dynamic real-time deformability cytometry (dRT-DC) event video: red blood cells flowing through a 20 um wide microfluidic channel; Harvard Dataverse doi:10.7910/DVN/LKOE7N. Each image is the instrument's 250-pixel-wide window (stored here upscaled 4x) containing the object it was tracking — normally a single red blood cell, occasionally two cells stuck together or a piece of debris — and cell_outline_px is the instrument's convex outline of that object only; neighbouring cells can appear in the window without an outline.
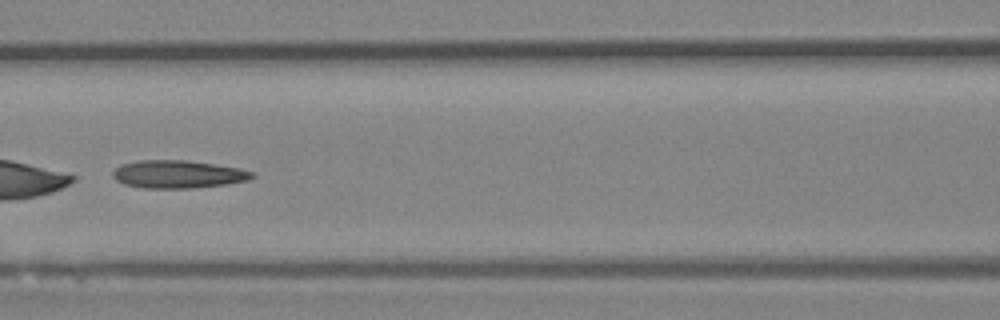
{"species": "Egyptian fruit bat (a non-hibernating species)", "species_latin": "Rousettus aegyptiacus", "temperature_condition": "room temperature", "stored_images_in_passage": 39, "camera_frame_rate_fps": 3000, "um_per_image_px": 0.085, "animal": {"sex": "female"}, "frame": {"image": 1, "passage_image": 12, "time_ms": 3.667, "image_size_px": [1000, 320], "cell_outline_px": [[256, 176], [248, 180], [224, 184], [192, 188], [144, 188], [124, 184], [116, 180], [112, 176], [112, 172], [120, 164], [140, 160], [184, 160], [216, 164], [240, 168], [256, 172]], "centroid_in_image_um": [15.14, 14.8], "position_along_channel_um": 151.5, "area_um2": 22.72}, "authors_computed_cell_mechanics": {"area_um2": 22.8888, "velocity_mm_per_s": 4.0027, "shape_relaxation_time_tau1_ms": 5.8128, "shape_relaxation_time_tau2_ms": 4.5627, "deformation_change_tau1": 0.1714, "deformation_change_tau2": 0.1623}}